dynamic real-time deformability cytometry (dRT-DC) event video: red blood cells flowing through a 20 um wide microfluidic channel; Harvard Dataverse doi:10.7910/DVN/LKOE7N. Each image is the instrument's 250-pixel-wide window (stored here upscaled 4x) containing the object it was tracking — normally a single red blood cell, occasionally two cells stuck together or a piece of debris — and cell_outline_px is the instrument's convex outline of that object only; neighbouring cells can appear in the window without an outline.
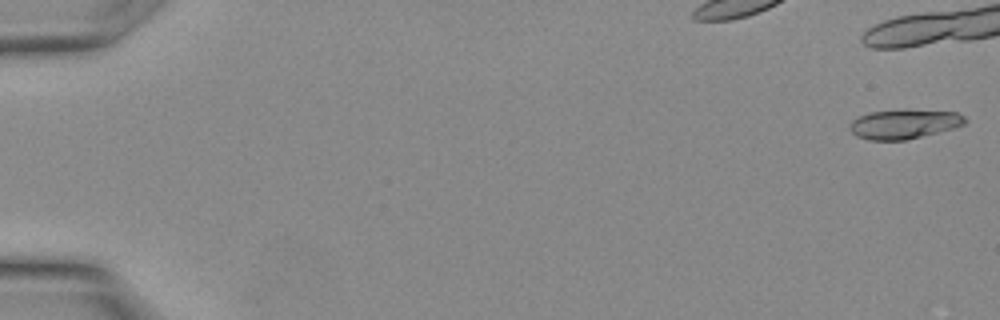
{"species": "Egyptian fruit bat (a non-hibernating species)", "species_latin": "Rousettus aegyptiacus", "temperature_condition": "warm", "stored_images_in_passage": 26, "camera_frame_rate_fps": 3000, "um_per_image_px": 0.085, "animal": {"sex": "female"}, "frame": {"image": 1, "passage_image": 1, "time_ms": 0.0, "image_size_px": [1000, 320], "cell_outline_px": [[968, 120], [964, 124], [952, 128], [908, 140], [868, 140], [856, 136], [848, 128], [848, 124], [852, 120], [868, 112], [900, 108], [904, 108], [956, 112], [964, 116]], "centroid_in_image_um": [76.81, 10.52], "position_along_channel_um": 8.2, "area_um2": 20.29}}